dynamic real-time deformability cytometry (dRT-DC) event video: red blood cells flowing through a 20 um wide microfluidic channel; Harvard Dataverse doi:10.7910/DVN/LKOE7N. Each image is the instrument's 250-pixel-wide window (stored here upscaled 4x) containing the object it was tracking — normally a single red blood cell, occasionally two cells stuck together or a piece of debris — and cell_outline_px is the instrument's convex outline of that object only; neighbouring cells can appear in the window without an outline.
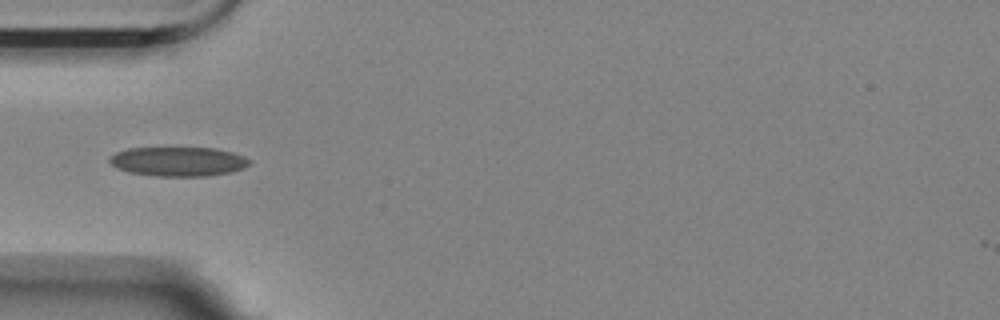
{"species": "Egyptian fruit bat (a non-hibernating species)", "species_latin": "Rousettus aegyptiacus", "temperature_condition": "room temperature", "stored_images_in_passage": 6, "camera_frame_rate_fps": 3000, "um_per_image_px": 0.085, "animal": {"sex": "female"}, "frame": {"image": 1, "passage_image": 4, "time_ms": 1.0, "image_size_px": [1000, 320], "cell_outline_px": [[252, 160], [244, 168], [232, 172], [208, 176], [156, 176], [128, 172], [116, 168], [108, 160], [116, 152], [128, 148], [216, 148], [232, 152], [244, 156]], "centroid_in_image_um": [15.17, 13.73], "position_along_channel_um": 69.8, "area_um2": 23.99}}
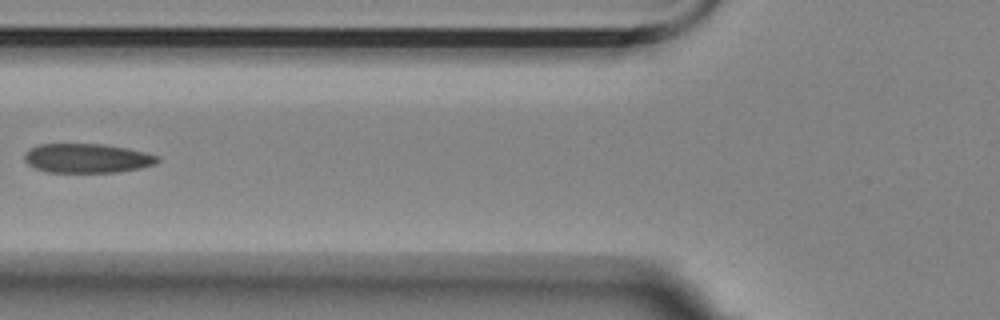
{"frame": {"image": 2, "passage_image": 5, "time_ms": 1.333, "image_size_px": [1000, 320], "cell_outline_px": [[160, 160], [156, 164], [140, 168], [120, 172], [48, 172], [36, 168], [28, 164], [24, 160], [24, 152], [40, 144], [104, 144], [144, 152], [160, 156]], "centroid_in_image_um": [7.42, 13.45], "position_along_channel_um": 118.4, "area_um2": 22.66}}
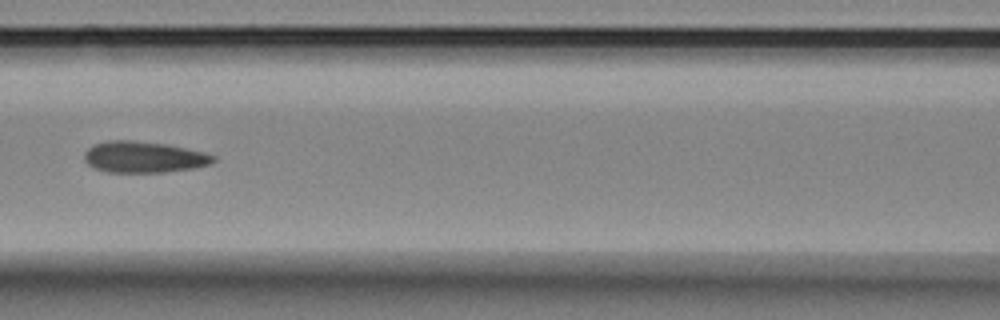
{"frame": {"image": 3, "passage_image": 6, "time_ms": 1.667, "image_size_px": [1000, 320], "cell_outline_px": [[216, 160], [212, 164], [196, 168], [164, 172], [104, 172], [88, 164], [84, 160], [84, 152], [88, 148], [96, 144], [112, 140], [132, 140], [164, 144], [204, 152], [216, 156]], "centroid_in_image_um": [12.25, 13.36], "position_along_channel_um": 154.4, "area_um2": 23.47}}